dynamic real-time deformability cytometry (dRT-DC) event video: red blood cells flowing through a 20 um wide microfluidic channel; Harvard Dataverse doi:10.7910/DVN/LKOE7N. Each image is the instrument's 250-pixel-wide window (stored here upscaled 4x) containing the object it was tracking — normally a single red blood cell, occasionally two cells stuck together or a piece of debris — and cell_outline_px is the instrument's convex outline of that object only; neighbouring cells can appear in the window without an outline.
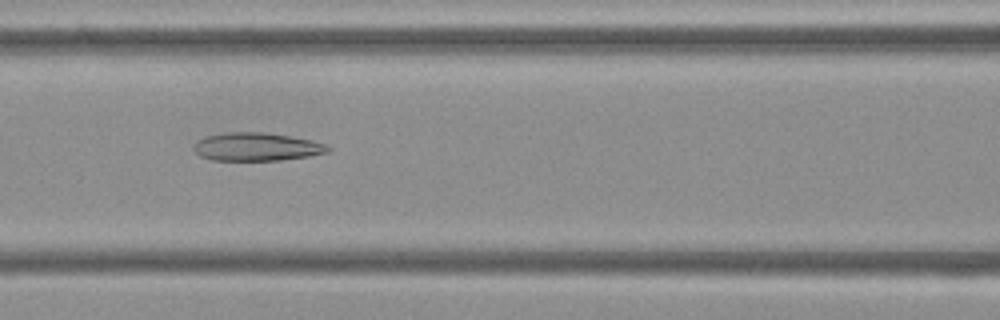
{"species": "Egyptian fruit bat (a non-hibernating species)", "species_latin": "Rousettus aegyptiacus", "temperature_condition": "cold", "stored_images_in_passage": 47, "camera_frame_rate_fps": 3000, "um_per_image_px": 0.085, "frame": {"image": 1, "passage_image": 16, "time_ms": 5.0, "image_size_px": [1000, 320], "cell_outline_px": [[332, 152], [308, 156], [280, 160], [212, 160], [200, 156], [192, 148], [204, 136], [224, 132], [264, 132], [288, 136], [308, 140], [324, 144], [332, 148]], "centroid_in_image_um": [21.81, 12.48], "position_along_channel_um": 144.8, "area_um2": 21.91}}
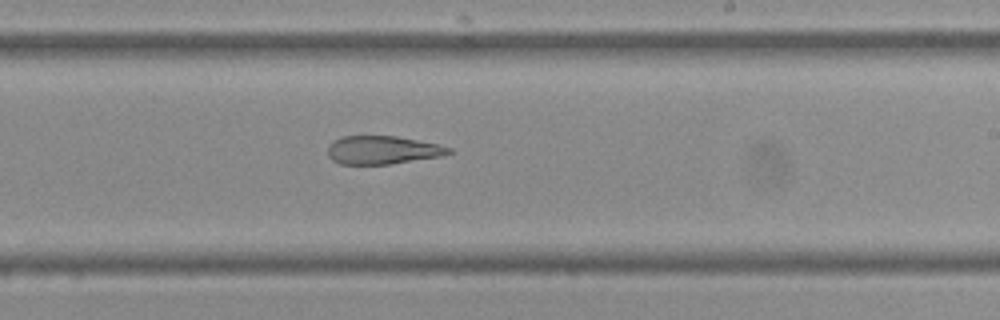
{"frame": {"image": 2, "passage_image": 25, "time_ms": 8.0, "image_size_px": [1000, 320], "cell_outline_px": [[452, 152], [444, 156], [388, 164], [340, 164], [332, 160], [328, 156], [328, 144], [332, 140], [340, 136], [396, 136], [436, 144], [452, 148]], "centroid_in_image_um": [32.48, 12.75], "position_along_channel_um": 256.5, "area_um2": 20.0}}
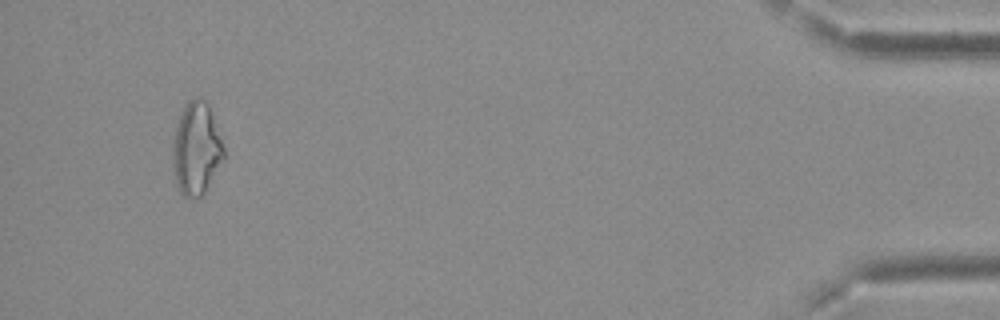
{"frame": {"image": 3, "passage_image": 44, "time_ms": 14.333, "image_size_px": [1000, 320], "cell_outline_px": [[224, 160], [204, 192], [200, 196], [184, 196], [180, 192], [176, 184], [172, 156], [172, 144], [176, 120], [188, 100], [196, 96], [204, 100], [208, 104], [224, 148]], "centroid_in_image_um": [16.66, 12.6], "position_along_channel_um": 418.5, "area_um2": 27.46}, "authors_computed_cell_mechanics": {"area_um2": 24.1604, "velocity_mm_per_s": 3.7314, "shape_relaxation_time_tau1_ms": null, "shape_relaxation_time_tau2_ms": 7.591, "deformation_change_tau1": null, "deformation_change_tau2": 0.2041}}